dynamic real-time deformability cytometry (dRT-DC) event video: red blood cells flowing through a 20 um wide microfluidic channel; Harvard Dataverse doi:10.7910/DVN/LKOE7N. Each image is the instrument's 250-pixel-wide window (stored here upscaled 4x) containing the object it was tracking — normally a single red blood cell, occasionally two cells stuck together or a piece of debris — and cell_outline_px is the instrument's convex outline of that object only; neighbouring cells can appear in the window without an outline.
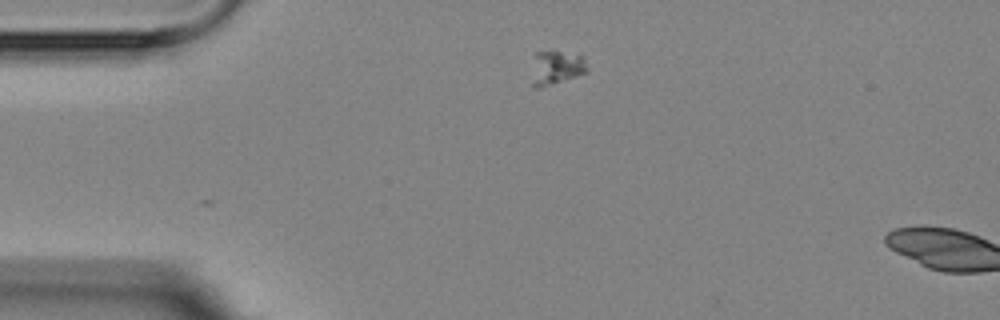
{"species": "Egyptian fruit bat (a non-hibernating species)", "species_latin": "Rousettus aegyptiacus", "temperature_condition": "room temperature", "stored_images_in_passage": 2, "camera_frame_rate_fps": 3000, "um_per_image_px": 0.085, "animal": {"sex": "female"}, "frame": {"image": 1, "passage_image": 2, "time_ms": 1.0, "image_size_px": [1000, 320], "cell_outline_px": [[588, 72], [540, 88], [532, 88], [532, 84], [536, 52], [560, 52], [584, 56], [588, 68]], "centroid_in_image_um": [47.33, 5.77], "position_along_channel_um": 37.7, "area_um2": 10.69}}